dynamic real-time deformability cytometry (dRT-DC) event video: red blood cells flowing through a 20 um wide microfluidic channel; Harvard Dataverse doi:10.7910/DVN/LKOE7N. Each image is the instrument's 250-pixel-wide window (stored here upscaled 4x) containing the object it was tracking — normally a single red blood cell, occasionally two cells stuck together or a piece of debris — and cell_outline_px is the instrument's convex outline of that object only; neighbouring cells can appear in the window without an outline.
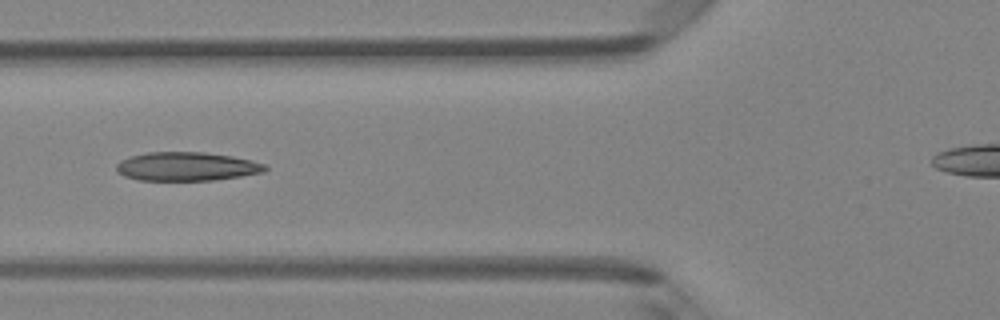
{"species": "Egyptian fruit bat (a non-hibernating species)", "species_latin": "Rousettus aegyptiacus", "temperature_condition": "room temperature", "stored_images_in_passage": 7, "camera_frame_rate_fps": 3000, "um_per_image_px": 0.085, "animal": {"sex": "female"}, "frame": {"image": 1, "passage_image": 6, "time_ms": 1.667, "image_size_px": [1000, 320], "cell_outline_px": [[268, 168], [264, 172], [240, 176], [212, 180], [136, 180], [124, 176], [116, 172], [116, 164], [120, 160], [132, 156], [148, 152], [204, 152], [232, 156], [264, 164]], "centroid_in_image_um": [15.82, 14.15], "position_along_channel_um": 110.0, "area_um2": 24.8}}
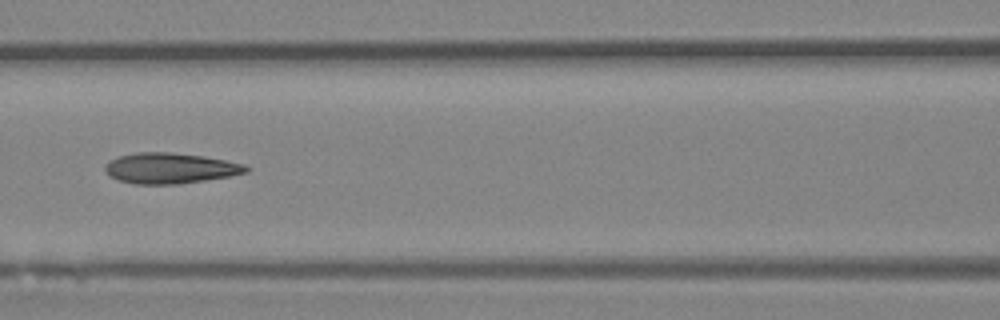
{"frame": {"image": 2, "passage_image": 7, "time_ms": 2.0, "image_size_px": [1000, 320], "cell_outline_px": [[248, 172], [228, 176], [204, 180], [176, 184], [136, 184], [120, 180], [112, 176], [104, 168], [108, 160], [120, 156], [136, 152], [168, 152], [204, 156], [244, 164], [248, 168]], "centroid_in_image_um": [14.45, 14.29], "position_along_channel_um": 152.1, "area_um2": 24.8}}